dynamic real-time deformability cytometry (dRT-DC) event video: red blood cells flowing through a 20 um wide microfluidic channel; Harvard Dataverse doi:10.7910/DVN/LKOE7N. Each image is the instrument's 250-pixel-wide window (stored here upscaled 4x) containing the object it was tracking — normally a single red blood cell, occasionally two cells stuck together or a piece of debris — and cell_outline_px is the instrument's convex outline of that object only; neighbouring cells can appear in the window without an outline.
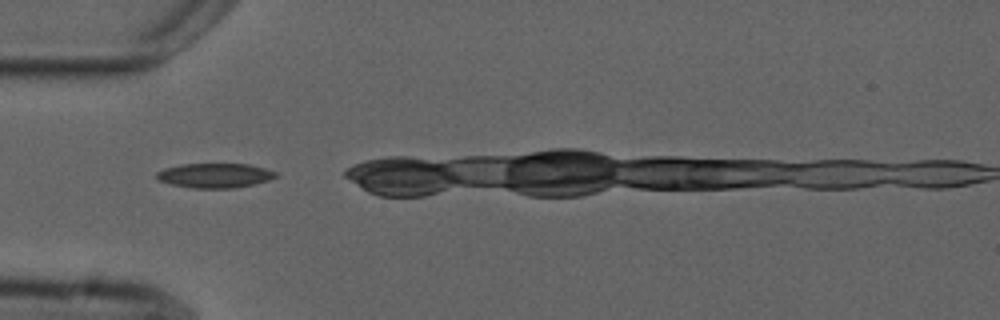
{"species": "common noctule bat (a hibernating species)", "species_latin": "Nyctalus noctula", "temperature_condition": "cold", "stored_images_in_passage": 5, "camera_frame_rate_fps": 3000, "um_per_image_px": 0.085, "animal": {"sex": "male", "forearm_length_mm": 52.5}, "frame": {"image": 1, "passage_image": 1, "time_ms": 0.0, "image_size_px": [1000, 320], "cell_outline_px": [[280, 176], [268, 180], [236, 188], [192, 188], [172, 184], [156, 180], [156, 172], [164, 168], [180, 164], [248, 164], [264, 168], [276, 172]], "centroid_in_image_um": [18.24, 14.91], "position_along_channel_um": 66.8, "area_um2": 17.11}}